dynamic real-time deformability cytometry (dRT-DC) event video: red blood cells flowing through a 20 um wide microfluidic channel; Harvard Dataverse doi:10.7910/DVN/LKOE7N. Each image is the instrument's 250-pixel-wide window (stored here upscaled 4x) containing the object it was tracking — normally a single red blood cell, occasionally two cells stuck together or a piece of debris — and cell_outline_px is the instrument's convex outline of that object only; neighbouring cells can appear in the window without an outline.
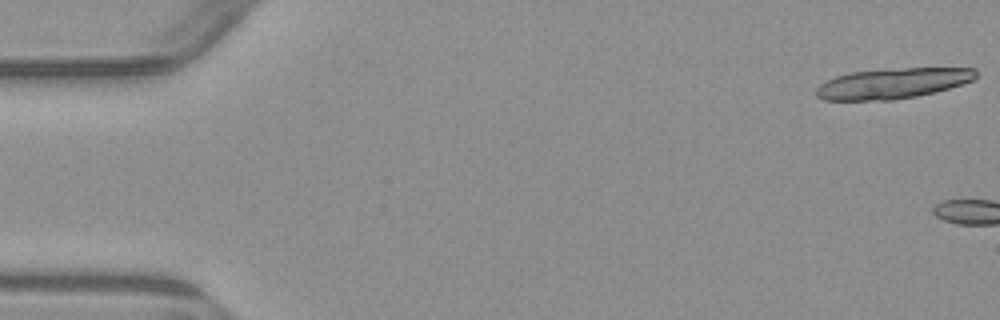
{"species": "common noctule bat (a hibernating species)", "species_latin": "Nyctalus noctula", "temperature_condition": "warm", "stored_images_in_passage": 2, "camera_frame_rate_fps": 3000, "um_per_image_px": 0.085, "animal": {"sex": "male", "body_mass_g": 23.1, "forearm_length_mm": 52.7}, "frame": {"image": 1, "passage_image": 1, "time_ms": 0.0, "image_size_px": [1000, 320], "cell_outline_px": [[976, 76], [972, 80], [964, 84], [916, 96], [896, 100], [824, 100], [816, 96], [816, 88], [820, 84], [836, 76], [852, 72], [904, 68], [976, 68]], "centroid_in_image_um": [75.87, 7.09], "position_along_channel_um": 9.1, "area_um2": 28.09}}